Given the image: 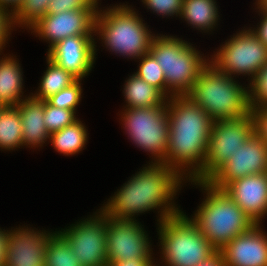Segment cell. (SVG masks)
<instances>
[{
    "label": "cell",
    "mask_w": 267,
    "mask_h": 266,
    "mask_svg": "<svg viewBox=\"0 0 267 266\" xmlns=\"http://www.w3.org/2000/svg\"><path fill=\"white\" fill-rule=\"evenodd\" d=\"M151 163L130 178L101 208L107 217L134 220L136 213L162 208L158 219L161 222L182 212L171 201L184 177L164 163Z\"/></svg>",
    "instance_id": "cell-1"
},
{
    "label": "cell",
    "mask_w": 267,
    "mask_h": 266,
    "mask_svg": "<svg viewBox=\"0 0 267 266\" xmlns=\"http://www.w3.org/2000/svg\"><path fill=\"white\" fill-rule=\"evenodd\" d=\"M170 98L167 99L169 141L163 163L181 176L191 169L187 173V179L191 180L206 161L213 120L186 96ZM186 167L190 168L187 170Z\"/></svg>",
    "instance_id": "cell-2"
},
{
    "label": "cell",
    "mask_w": 267,
    "mask_h": 266,
    "mask_svg": "<svg viewBox=\"0 0 267 266\" xmlns=\"http://www.w3.org/2000/svg\"><path fill=\"white\" fill-rule=\"evenodd\" d=\"M213 120H235L250 114L249 90L208 63L184 95Z\"/></svg>",
    "instance_id": "cell-3"
},
{
    "label": "cell",
    "mask_w": 267,
    "mask_h": 266,
    "mask_svg": "<svg viewBox=\"0 0 267 266\" xmlns=\"http://www.w3.org/2000/svg\"><path fill=\"white\" fill-rule=\"evenodd\" d=\"M191 182L207 192L206 199L191 220L217 251L256 225L222 189H216L207 181Z\"/></svg>",
    "instance_id": "cell-4"
},
{
    "label": "cell",
    "mask_w": 267,
    "mask_h": 266,
    "mask_svg": "<svg viewBox=\"0 0 267 266\" xmlns=\"http://www.w3.org/2000/svg\"><path fill=\"white\" fill-rule=\"evenodd\" d=\"M149 53L163 70L170 97L185 95L209 63L190 43L172 36H153Z\"/></svg>",
    "instance_id": "cell-5"
},
{
    "label": "cell",
    "mask_w": 267,
    "mask_h": 266,
    "mask_svg": "<svg viewBox=\"0 0 267 266\" xmlns=\"http://www.w3.org/2000/svg\"><path fill=\"white\" fill-rule=\"evenodd\" d=\"M142 21L129 6L115 5L97 11L94 31H98L110 51L139 59L149 53L154 36Z\"/></svg>",
    "instance_id": "cell-6"
},
{
    "label": "cell",
    "mask_w": 267,
    "mask_h": 266,
    "mask_svg": "<svg viewBox=\"0 0 267 266\" xmlns=\"http://www.w3.org/2000/svg\"><path fill=\"white\" fill-rule=\"evenodd\" d=\"M159 224L162 258L166 266H197L217 251L183 212Z\"/></svg>",
    "instance_id": "cell-7"
},
{
    "label": "cell",
    "mask_w": 267,
    "mask_h": 266,
    "mask_svg": "<svg viewBox=\"0 0 267 266\" xmlns=\"http://www.w3.org/2000/svg\"><path fill=\"white\" fill-rule=\"evenodd\" d=\"M167 102L161 106L126 108L123 123L131 140L139 148L155 156V163H163L169 141Z\"/></svg>",
    "instance_id": "cell-8"
},
{
    "label": "cell",
    "mask_w": 267,
    "mask_h": 266,
    "mask_svg": "<svg viewBox=\"0 0 267 266\" xmlns=\"http://www.w3.org/2000/svg\"><path fill=\"white\" fill-rule=\"evenodd\" d=\"M251 115L235 120L213 121L203 168L191 179L208 181L251 137Z\"/></svg>",
    "instance_id": "cell-9"
},
{
    "label": "cell",
    "mask_w": 267,
    "mask_h": 266,
    "mask_svg": "<svg viewBox=\"0 0 267 266\" xmlns=\"http://www.w3.org/2000/svg\"><path fill=\"white\" fill-rule=\"evenodd\" d=\"M222 46L209 62L230 77L232 74H248L252 81L267 63V47L251 29L237 33Z\"/></svg>",
    "instance_id": "cell-10"
},
{
    "label": "cell",
    "mask_w": 267,
    "mask_h": 266,
    "mask_svg": "<svg viewBox=\"0 0 267 266\" xmlns=\"http://www.w3.org/2000/svg\"><path fill=\"white\" fill-rule=\"evenodd\" d=\"M100 215L79 221L63 232L58 231L69 243L82 266H107V216Z\"/></svg>",
    "instance_id": "cell-11"
},
{
    "label": "cell",
    "mask_w": 267,
    "mask_h": 266,
    "mask_svg": "<svg viewBox=\"0 0 267 266\" xmlns=\"http://www.w3.org/2000/svg\"><path fill=\"white\" fill-rule=\"evenodd\" d=\"M107 262L146 258L152 260L149 239L137 220L107 217Z\"/></svg>",
    "instance_id": "cell-12"
},
{
    "label": "cell",
    "mask_w": 267,
    "mask_h": 266,
    "mask_svg": "<svg viewBox=\"0 0 267 266\" xmlns=\"http://www.w3.org/2000/svg\"><path fill=\"white\" fill-rule=\"evenodd\" d=\"M267 173V144L254 133L207 181L216 189L248 175Z\"/></svg>",
    "instance_id": "cell-13"
},
{
    "label": "cell",
    "mask_w": 267,
    "mask_h": 266,
    "mask_svg": "<svg viewBox=\"0 0 267 266\" xmlns=\"http://www.w3.org/2000/svg\"><path fill=\"white\" fill-rule=\"evenodd\" d=\"M98 9H81L46 14L31 30L50 43L49 50L61 40L71 36H92L95 33V15Z\"/></svg>",
    "instance_id": "cell-14"
},
{
    "label": "cell",
    "mask_w": 267,
    "mask_h": 266,
    "mask_svg": "<svg viewBox=\"0 0 267 266\" xmlns=\"http://www.w3.org/2000/svg\"><path fill=\"white\" fill-rule=\"evenodd\" d=\"M53 233L19 227L7 230L4 266H45L47 241Z\"/></svg>",
    "instance_id": "cell-15"
},
{
    "label": "cell",
    "mask_w": 267,
    "mask_h": 266,
    "mask_svg": "<svg viewBox=\"0 0 267 266\" xmlns=\"http://www.w3.org/2000/svg\"><path fill=\"white\" fill-rule=\"evenodd\" d=\"M95 51L92 36H71L48 50L47 57L81 80L93 67Z\"/></svg>",
    "instance_id": "cell-16"
},
{
    "label": "cell",
    "mask_w": 267,
    "mask_h": 266,
    "mask_svg": "<svg viewBox=\"0 0 267 266\" xmlns=\"http://www.w3.org/2000/svg\"><path fill=\"white\" fill-rule=\"evenodd\" d=\"M259 224L236 236L220 251L225 266H267V235Z\"/></svg>",
    "instance_id": "cell-17"
},
{
    "label": "cell",
    "mask_w": 267,
    "mask_h": 266,
    "mask_svg": "<svg viewBox=\"0 0 267 266\" xmlns=\"http://www.w3.org/2000/svg\"><path fill=\"white\" fill-rule=\"evenodd\" d=\"M225 193L253 220H260L267 213V173L248 175L230 182Z\"/></svg>",
    "instance_id": "cell-18"
},
{
    "label": "cell",
    "mask_w": 267,
    "mask_h": 266,
    "mask_svg": "<svg viewBox=\"0 0 267 266\" xmlns=\"http://www.w3.org/2000/svg\"><path fill=\"white\" fill-rule=\"evenodd\" d=\"M28 97L16 106L21 116L22 140L24 146L38 147L50 137L43 121L44 100Z\"/></svg>",
    "instance_id": "cell-19"
},
{
    "label": "cell",
    "mask_w": 267,
    "mask_h": 266,
    "mask_svg": "<svg viewBox=\"0 0 267 266\" xmlns=\"http://www.w3.org/2000/svg\"><path fill=\"white\" fill-rule=\"evenodd\" d=\"M13 57L0 59V105L16 107L23 99V78L20 64Z\"/></svg>",
    "instance_id": "cell-20"
},
{
    "label": "cell",
    "mask_w": 267,
    "mask_h": 266,
    "mask_svg": "<svg viewBox=\"0 0 267 266\" xmlns=\"http://www.w3.org/2000/svg\"><path fill=\"white\" fill-rule=\"evenodd\" d=\"M127 108H146L161 106L167 100L158 88L145 82L136 74L128 78L124 86Z\"/></svg>",
    "instance_id": "cell-21"
},
{
    "label": "cell",
    "mask_w": 267,
    "mask_h": 266,
    "mask_svg": "<svg viewBox=\"0 0 267 266\" xmlns=\"http://www.w3.org/2000/svg\"><path fill=\"white\" fill-rule=\"evenodd\" d=\"M215 0H183L180 17L193 27L208 31L216 26L218 9Z\"/></svg>",
    "instance_id": "cell-22"
},
{
    "label": "cell",
    "mask_w": 267,
    "mask_h": 266,
    "mask_svg": "<svg viewBox=\"0 0 267 266\" xmlns=\"http://www.w3.org/2000/svg\"><path fill=\"white\" fill-rule=\"evenodd\" d=\"M53 147L64 155H74L85 147L87 141L86 128L80 120L72 125L50 134L49 137Z\"/></svg>",
    "instance_id": "cell-23"
},
{
    "label": "cell",
    "mask_w": 267,
    "mask_h": 266,
    "mask_svg": "<svg viewBox=\"0 0 267 266\" xmlns=\"http://www.w3.org/2000/svg\"><path fill=\"white\" fill-rule=\"evenodd\" d=\"M48 68L42 76L40 89L33 97L39 100H47L64 88L71 86L78 79L70 72L59 67L47 57Z\"/></svg>",
    "instance_id": "cell-24"
},
{
    "label": "cell",
    "mask_w": 267,
    "mask_h": 266,
    "mask_svg": "<svg viewBox=\"0 0 267 266\" xmlns=\"http://www.w3.org/2000/svg\"><path fill=\"white\" fill-rule=\"evenodd\" d=\"M23 146L22 124L16 107H3L0 111V148L13 150Z\"/></svg>",
    "instance_id": "cell-25"
},
{
    "label": "cell",
    "mask_w": 267,
    "mask_h": 266,
    "mask_svg": "<svg viewBox=\"0 0 267 266\" xmlns=\"http://www.w3.org/2000/svg\"><path fill=\"white\" fill-rule=\"evenodd\" d=\"M45 266H82L69 243L58 231L53 232L47 241Z\"/></svg>",
    "instance_id": "cell-26"
},
{
    "label": "cell",
    "mask_w": 267,
    "mask_h": 266,
    "mask_svg": "<svg viewBox=\"0 0 267 266\" xmlns=\"http://www.w3.org/2000/svg\"><path fill=\"white\" fill-rule=\"evenodd\" d=\"M51 0H24L17 11L12 14V25L33 26L47 14Z\"/></svg>",
    "instance_id": "cell-27"
},
{
    "label": "cell",
    "mask_w": 267,
    "mask_h": 266,
    "mask_svg": "<svg viewBox=\"0 0 267 266\" xmlns=\"http://www.w3.org/2000/svg\"><path fill=\"white\" fill-rule=\"evenodd\" d=\"M139 59L141 63L135 74L148 84L158 88L165 96L167 94L168 98L164 73L156 59L150 53L141 56Z\"/></svg>",
    "instance_id": "cell-28"
},
{
    "label": "cell",
    "mask_w": 267,
    "mask_h": 266,
    "mask_svg": "<svg viewBox=\"0 0 267 266\" xmlns=\"http://www.w3.org/2000/svg\"><path fill=\"white\" fill-rule=\"evenodd\" d=\"M76 112L62 109L51 105L44 100V118L43 121L49 134L57 132L66 126L72 125L76 118Z\"/></svg>",
    "instance_id": "cell-29"
},
{
    "label": "cell",
    "mask_w": 267,
    "mask_h": 266,
    "mask_svg": "<svg viewBox=\"0 0 267 266\" xmlns=\"http://www.w3.org/2000/svg\"><path fill=\"white\" fill-rule=\"evenodd\" d=\"M81 83L77 80L71 86L62 89L57 94L52 95L47 101L58 108L72 110L75 112L76 106L81 99Z\"/></svg>",
    "instance_id": "cell-30"
},
{
    "label": "cell",
    "mask_w": 267,
    "mask_h": 266,
    "mask_svg": "<svg viewBox=\"0 0 267 266\" xmlns=\"http://www.w3.org/2000/svg\"><path fill=\"white\" fill-rule=\"evenodd\" d=\"M249 90L250 108L267 106V63L250 82Z\"/></svg>",
    "instance_id": "cell-31"
},
{
    "label": "cell",
    "mask_w": 267,
    "mask_h": 266,
    "mask_svg": "<svg viewBox=\"0 0 267 266\" xmlns=\"http://www.w3.org/2000/svg\"><path fill=\"white\" fill-rule=\"evenodd\" d=\"M97 0H51L47 14L81 9H97Z\"/></svg>",
    "instance_id": "cell-32"
},
{
    "label": "cell",
    "mask_w": 267,
    "mask_h": 266,
    "mask_svg": "<svg viewBox=\"0 0 267 266\" xmlns=\"http://www.w3.org/2000/svg\"><path fill=\"white\" fill-rule=\"evenodd\" d=\"M148 9L165 16H180L182 11L183 0H142Z\"/></svg>",
    "instance_id": "cell-33"
},
{
    "label": "cell",
    "mask_w": 267,
    "mask_h": 266,
    "mask_svg": "<svg viewBox=\"0 0 267 266\" xmlns=\"http://www.w3.org/2000/svg\"><path fill=\"white\" fill-rule=\"evenodd\" d=\"M254 134L267 144V106L250 108Z\"/></svg>",
    "instance_id": "cell-34"
},
{
    "label": "cell",
    "mask_w": 267,
    "mask_h": 266,
    "mask_svg": "<svg viewBox=\"0 0 267 266\" xmlns=\"http://www.w3.org/2000/svg\"><path fill=\"white\" fill-rule=\"evenodd\" d=\"M13 26L12 15L8 11L0 9V51L3 49V47H5V42L10 36V30H12L11 27Z\"/></svg>",
    "instance_id": "cell-35"
},
{
    "label": "cell",
    "mask_w": 267,
    "mask_h": 266,
    "mask_svg": "<svg viewBox=\"0 0 267 266\" xmlns=\"http://www.w3.org/2000/svg\"><path fill=\"white\" fill-rule=\"evenodd\" d=\"M261 14L263 15L262 21H260V25L256 30H252L257 38L267 47V13L264 11H261Z\"/></svg>",
    "instance_id": "cell-36"
},
{
    "label": "cell",
    "mask_w": 267,
    "mask_h": 266,
    "mask_svg": "<svg viewBox=\"0 0 267 266\" xmlns=\"http://www.w3.org/2000/svg\"><path fill=\"white\" fill-rule=\"evenodd\" d=\"M154 263L152 260H147L146 258L130 259L121 262H111L107 266H150Z\"/></svg>",
    "instance_id": "cell-37"
},
{
    "label": "cell",
    "mask_w": 267,
    "mask_h": 266,
    "mask_svg": "<svg viewBox=\"0 0 267 266\" xmlns=\"http://www.w3.org/2000/svg\"><path fill=\"white\" fill-rule=\"evenodd\" d=\"M197 266H225L221 251H216L212 256Z\"/></svg>",
    "instance_id": "cell-38"
},
{
    "label": "cell",
    "mask_w": 267,
    "mask_h": 266,
    "mask_svg": "<svg viewBox=\"0 0 267 266\" xmlns=\"http://www.w3.org/2000/svg\"><path fill=\"white\" fill-rule=\"evenodd\" d=\"M24 0H0V9L8 11L11 15L14 14L17 9L21 6ZM11 8V12L8 10L7 7ZM7 8V9H6ZM13 10V11H12Z\"/></svg>",
    "instance_id": "cell-39"
},
{
    "label": "cell",
    "mask_w": 267,
    "mask_h": 266,
    "mask_svg": "<svg viewBox=\"0 0 267 266\" xmlns=\"http://www.w3.org/2000/svg\"><path fill=\"white\" fill-rule=\"evenodd\" d=\"M6 243H7V232L0 229V261L5 263L6 258Z\"/></svg>",
    "instance_id": "cell-40"
},
{
    "label": "cell",
    "mask_w": 267,
    "mask_h": 266,
    "mask_svg": "<svg viewBox=\"0 0 267 266\" xmlns=\"http://www.w3.org/2000/svg\"><path fill=\"white\" fill-rule=\"evenodd\" d=\"M257 7L260 11H264L267 13V0H258Z\"/></svg>",
    "instance_id": "cell-41"
},
{
    "label": "cell",
    "mask_w": 267,
    "mask_h": 266,
    "mask_svg": "<svg viewBox=\"0 0 267 266\" xmlns=\"http://www.w3.org/2000/svg\"><path fill=\"white\" fill-rule=\"evenodd\" d=\"M0 266H4V263L2 261H0Z\"/></svg>",
    "instance_id": "cell-42"
}]
</instances>
